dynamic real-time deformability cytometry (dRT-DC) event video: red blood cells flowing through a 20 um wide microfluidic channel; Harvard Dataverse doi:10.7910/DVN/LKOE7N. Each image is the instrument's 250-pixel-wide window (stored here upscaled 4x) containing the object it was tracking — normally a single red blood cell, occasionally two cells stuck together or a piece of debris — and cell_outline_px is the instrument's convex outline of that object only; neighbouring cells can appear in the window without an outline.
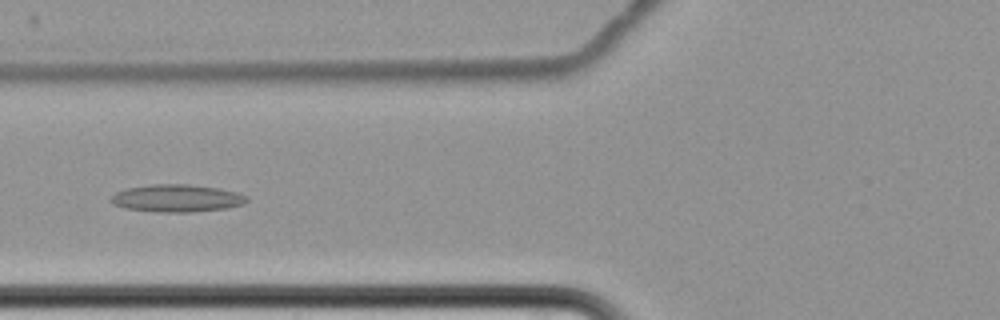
{"species": "common noctule bat (a hibernating species)", "species_latin": "Nyctalus noctula", "temperature_condition": "cold", "stored_images_in_passage": 11, "camera_frame_rate_fps": 3000, "um_per_image_px": 0.085, "animal": {"sex": "female", "body_mass_g": 22.7, "forearm_length_mm": 54.2}, "frame": {"image": 1, "passage_image": 8, "time_ms": 9.667, "image_size_px": [1000, 320], "cell_outline_px": [[248, 200], [244, 204], [228, 208], [192, 212], [160, 212], [124, 208], [112, 204], [108, 200], [116, 192], [124, 188], [152, 184], [188, 184], [220, 188], [236, 192], [248, 196]], "centroid_in_image_um": [15.02, 16.85], "position_along_channel_um": 110.8, "area_um2": 22.02}}
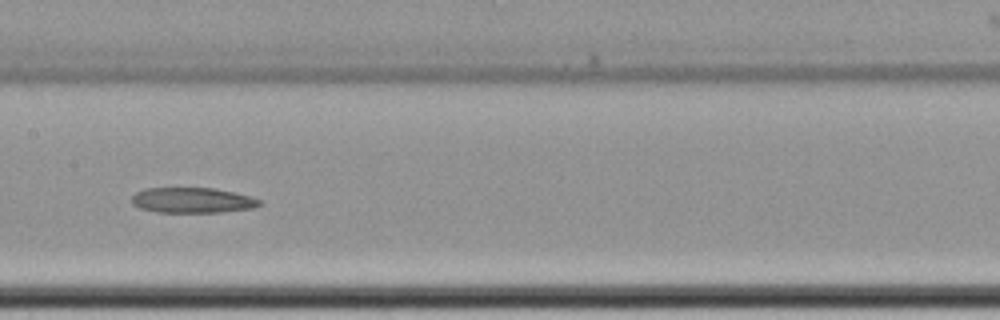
{"frame": {"image": 2, "passage_image": 10, "time_ms": 12.0, "image_size_px": [1000, 320], "cell_outline_px": [[260, 204], [252, 208], [220, 212], [156, 212], [140, 208], [132, 204], [132, 196], [136, 192], [144, 188], [212, 188], [252, 196], [260, 200]], "centroid_in_image_um": [16.32, 17.02], "position_along_channel_um": 191.1, "area_um2": 18.79}}
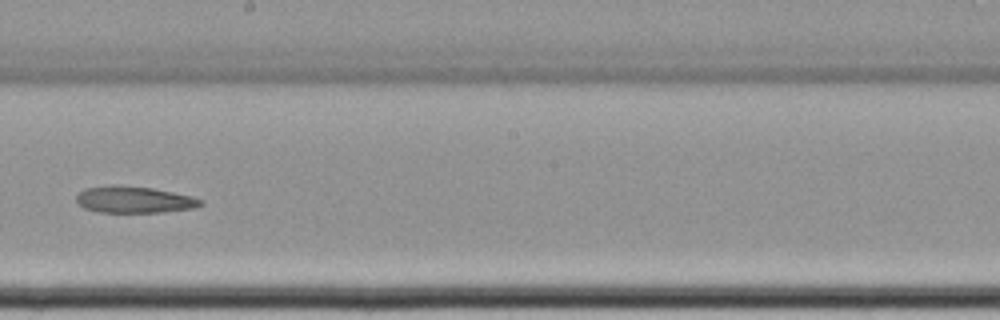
{"frame": {"image": 3, "passage_image": 11, "time_ms": 13.333, "image_size_px": [1000, 320], "cell_outline_px": [[204, 204], [192, 208], [164, 212], [100, 212], [84, 208], [76, 200], [76, 196], [84, 188], [112, 184], [116, 184], [152, 188], [192, 196], [204, 200]], "centroid_in_image_um": [11.4, 16.96], "position_along_channel_um": 236.8, "area_um2": 19.36}}